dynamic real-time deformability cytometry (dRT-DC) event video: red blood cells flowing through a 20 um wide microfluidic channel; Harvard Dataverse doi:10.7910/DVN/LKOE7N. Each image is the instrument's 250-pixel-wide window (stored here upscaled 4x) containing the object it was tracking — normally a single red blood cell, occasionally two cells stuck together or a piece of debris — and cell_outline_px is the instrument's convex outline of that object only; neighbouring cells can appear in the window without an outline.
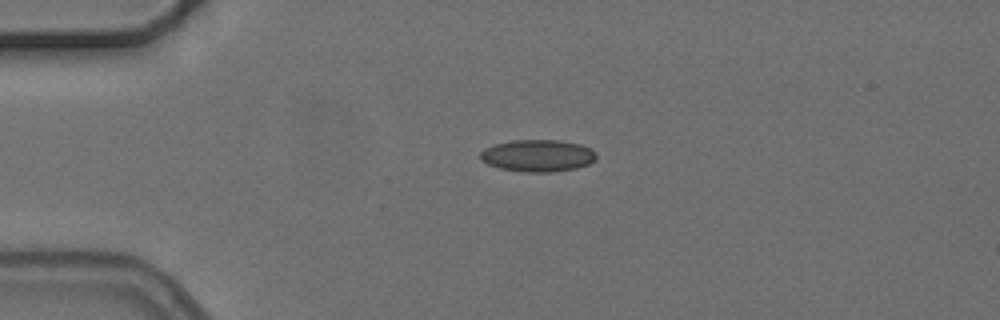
{"species": "common noctule bat (a hibernating species)", "species_latin": "Nyctalus noctula", "temperature_condition": "cold", "stored_images_in_passage": 4, "camera_frame_rate_fps": 3000, "um_per_image_px": 0.085, "animal": {"sex": "female", "body_mass_g": 24.6, "forearm_length_mm": 56.2}, "frame": {"image": 1, "passage_image": 3, "time_ms": 3.667, "image_size_px": [1000, 320], "cell_outline_px": [[596, 160], [588, 164], [576, 168], [552, 172], [524, 172], [500, 168], [488, 164], [480, 160], [480, 152], [484, 148], [496, 144], [512, 140], [560, 140], [580, 144], [592, 148], [596, 152]], "centroid_in_image_um": [45.72, 13.23], "position_along_channel_um": 39.3, "area_um2": 21.79}}